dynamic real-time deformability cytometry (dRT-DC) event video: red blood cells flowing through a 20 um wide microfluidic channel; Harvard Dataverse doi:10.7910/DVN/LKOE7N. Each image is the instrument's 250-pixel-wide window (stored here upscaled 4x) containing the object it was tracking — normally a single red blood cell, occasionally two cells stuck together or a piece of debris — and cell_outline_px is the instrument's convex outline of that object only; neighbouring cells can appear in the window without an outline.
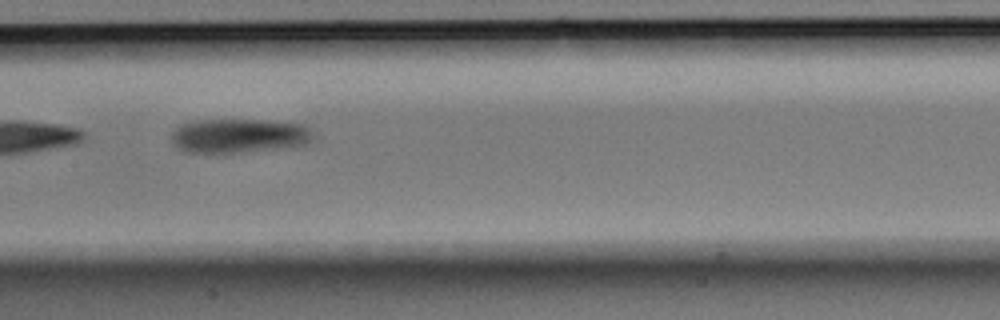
{"species": "Egyptian fruit bat (a non-hibernating species)", "species_latin": "Rousettus aegyptiacus", "temperature_condition": "room temperature", "stored_images_in_passage": 11, "camera_frame_rate_fps": 3000, "um_per_image_px": 0.085, "animal": {"sex": "male"}, "frame": {"image": 1, "passage_image": 4, "time_ms": 1.0, "image_size_px": [1000, 320], "cell_outline_px": [[316, 136], [304, 144], [232, 152], [184, 152], [176, 148], [172, 144], [172, 132], [180, 124], [196, 120], [264, 120], [304, 124], [316, 132]], "centroid_in_image_um": [20.28, 11.51], "position_along_channel_um": 187.1, "area_um2": 27.92}}
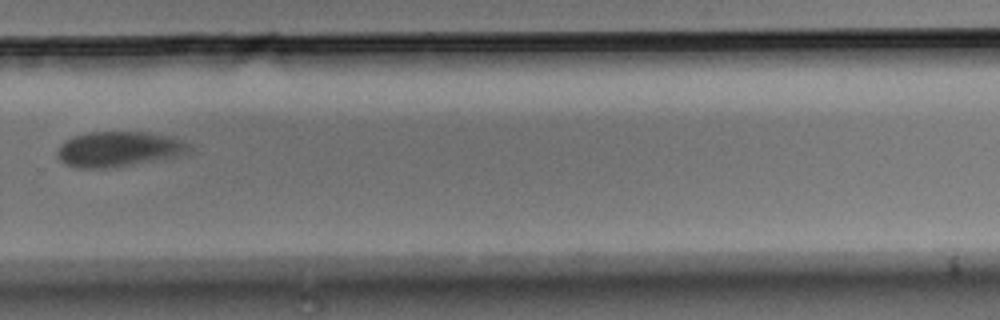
{"frame": {"image": 2, "passage_image": 7, "time_ms": 2.0, "image_size_px": [1000, 320], "cell_outline_px": [[192, 148], [176, 156], [104, 168], [76, 168], [64, 164], [56, 156], [56, 152], [60, 144], [64, 140], [76, 136], [92, 132], [148, 132], [168, 136], [180, 140], [188, 144]], "centroid_in_image_um": [9.99, 12.66], "position_along_channel_um": 319.8, "area_um2": 26.47}}
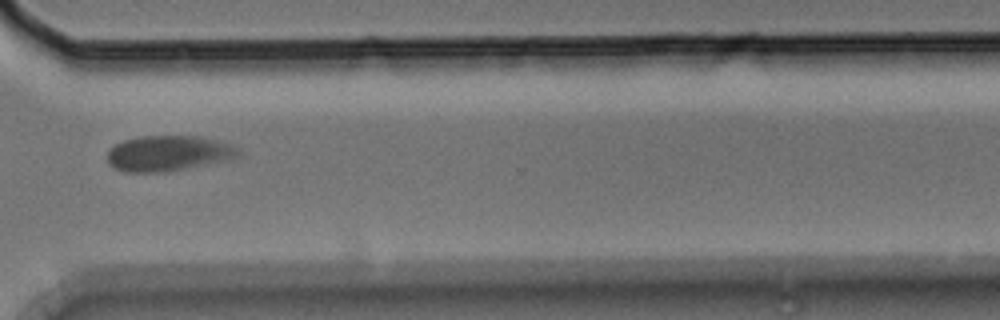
{"frame": {"image": 3, "passage_image": 8, "time_ms": 2.333, "image_size_px": [1000, 320], "cell_outline_px": [[240, 156], [232, 160], [168, 172], [124, 172], [108, 164], [108, 152], [116, 144], [124, 140], [140, 136], [200, 136], [220, 140], [232, 144], [240, 148]], "centroid_in_image_um": [14.4, 13.04], "position_along_channel_um": 356.2, "area_um2": 27.63}}